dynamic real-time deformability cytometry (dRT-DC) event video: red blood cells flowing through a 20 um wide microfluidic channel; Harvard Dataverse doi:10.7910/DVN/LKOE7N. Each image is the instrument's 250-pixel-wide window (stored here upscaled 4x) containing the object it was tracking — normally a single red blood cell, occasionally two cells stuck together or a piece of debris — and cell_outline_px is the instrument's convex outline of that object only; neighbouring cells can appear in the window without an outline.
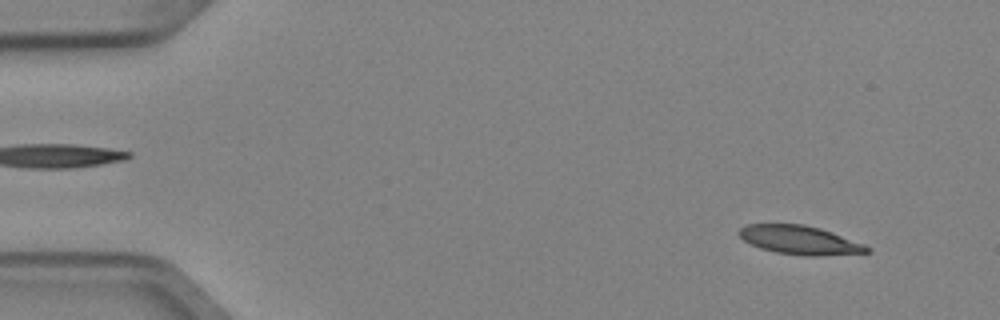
{"species": "Egyptian fruit bat (a non-hibernating species)", "species_latin": "Rousettus aegyptiacus", "temperature_condition": "cold", "stored_images_in_passage": 3, "camera_frame_rate_fps": 3000, "um_per_image_px": 0.085, "animal": {"sex": "female"}, "frame": {"image": 1, "passage_image": 1, "time_ms": 0.0, "image_size_px": [1000, 320], "cell_outline_px": [[872, 252], [816, 256], [800, 256], [776, 252], [760, 248], [744, 240], [736, 232], [740, 228], [748, 224], [804, 224], [820, 228], [832, 232], [864, 244], [872, 248]], "centroid_in_image_um": [68.0, 20.41], "position_along_channel_um": 17.0, "area_um2": 21.5}}
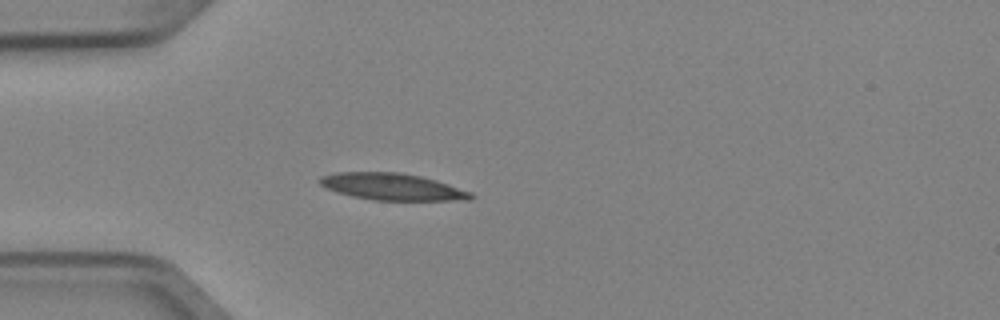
{"frame": {"image": 2, "passage_image": 3, "time_ms": 0.667, "image_size_px": [1000, 320], "cell_outline_px": [[476, 196], [472, 200], [376, 200], [352, 196], [336, 192], [320, 184], [320, 176], [336, 172], [400, 172], [420, 176], [436, 180], [472, 192]], "centroid_in_image_um": [33.38, 15.87], "position_along_channel_um": 51.6, "area_um2": 23.58}}